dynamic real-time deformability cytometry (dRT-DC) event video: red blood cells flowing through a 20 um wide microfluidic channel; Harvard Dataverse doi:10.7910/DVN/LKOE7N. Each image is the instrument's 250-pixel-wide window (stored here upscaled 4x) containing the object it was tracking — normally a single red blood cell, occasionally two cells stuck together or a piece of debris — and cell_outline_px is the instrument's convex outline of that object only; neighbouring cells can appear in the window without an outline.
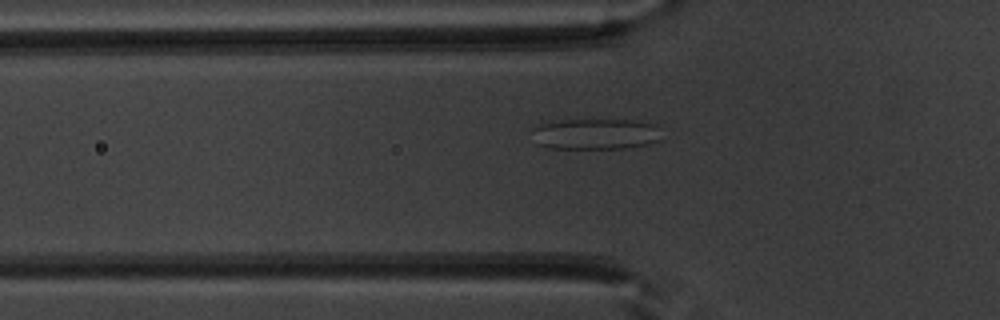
{"species": "common noctule bat (a hibernating species)", "species_latin": "Nyctalus noctula", "temperature_condition": "warm", "stored_images_in_passage": 48, "camera_frame_rate_fps": 3000, "um_per_image_px": 0.085, "animal": {"sex": "male", "body_mass_g": 20.1, "forearm_length_mm": 53.5}, "frame": {"image": 1, "passage_image": 18, "time_ms": 5.667, "image_size_px": [1000, 320], "cell_outline_px": [[660, 140], [648, 144], [624, 148], [548, 148], [536, 144], [532, 128], [540, 124], [564, 120], [632, 120], [656, 124]], "centroid_in_image_um": [50.6, 11.39], "position_along_channel_um": 75.2, "area_um2": 23.12}}
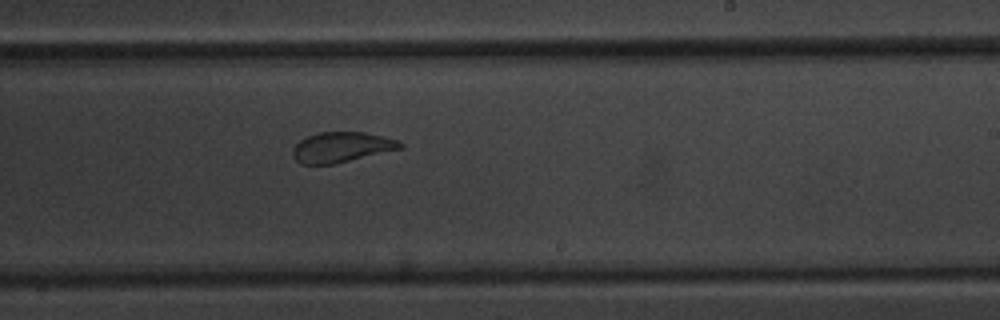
{"frame": {"image": 2, "passage_image": 32, "time_ms": 10.333, "image_size_px": [1000, 320], "cell_outline_px": [[404, 148], [332, 164], [300, 164], [292, 156], [292, 148], [300, 140], [316, 132], [364, 132], [396, 140], [404, 144]], "centroid_in_image_um": [29.0, 12.51], "position_along_channel_um": 260.0, "area_um2": 18.84}}
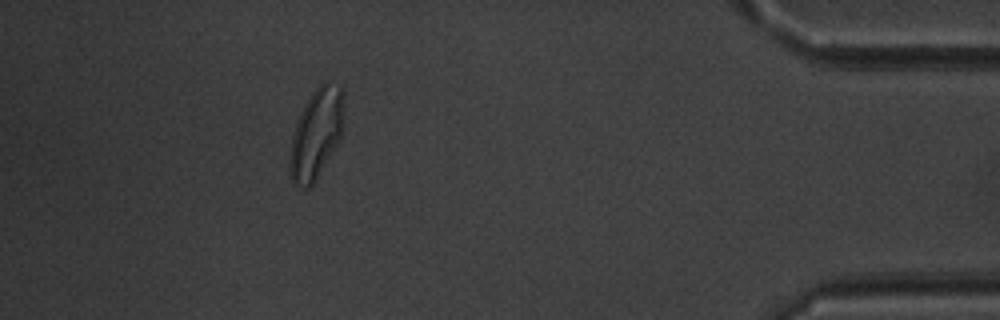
{"frame": {"image": 3, "passage_image": 47, "time_ms": 15.333, "image_size_px": [1000, 320], "cell_outline_px": [[344, 132], [332, 152], [312, 184], [308, 188], [304, 188], [296, 184], [292, 180], [288, 172], [288, 164], [292, 136], [300, 112], [312, 92], [324, 80], [328, 80], [344, 88]], "centroid_in_image_um": [26.91, 11.3], "position_along_channel_um": 408.3, "area_um2": 28.67}}